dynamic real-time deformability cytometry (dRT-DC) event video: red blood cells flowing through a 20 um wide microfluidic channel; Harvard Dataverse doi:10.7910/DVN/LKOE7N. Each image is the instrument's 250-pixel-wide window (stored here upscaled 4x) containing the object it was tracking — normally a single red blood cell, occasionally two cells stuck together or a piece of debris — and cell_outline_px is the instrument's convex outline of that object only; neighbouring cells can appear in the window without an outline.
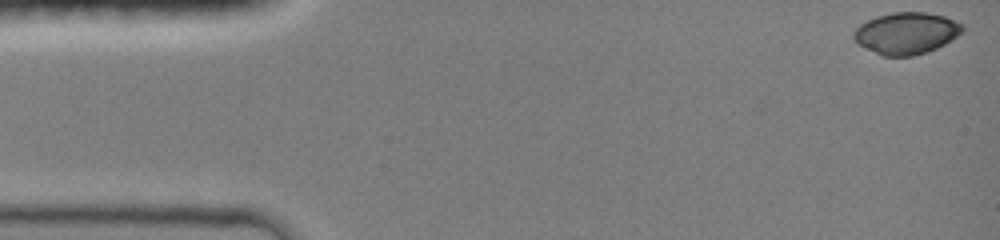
{"species": "common noctule bat (a hibernating species)", "species_latin": "Nyctalus noctula", "temperature_condition": "room temperature", "stored_images_in_passage": 8, "camera_frame_rate_fps": 3000, "um_per_image_px": 0.085, "animal": {"sex": "female", "body_mass_g": 19.0, "forearm_length_mm": 51.5}, "frame": {"image": 1, "passage_image": 1, "time_ms": 0.0, "image_size_px": [1000, 240], "cell_outline_px": [[964, 28], [956, 36], [944, 44], [936, 48], [912, 56], [884, 56], [856, 44], [852, 36], [856, 28], [860, 24], [876, 16], [892, 12], [924, 12], [944, 16], [964, 24]], "centroid_in_image_um": [77.0, 2.81], "position_along_channel_um": 8.0, "area_um2": 26.3}}
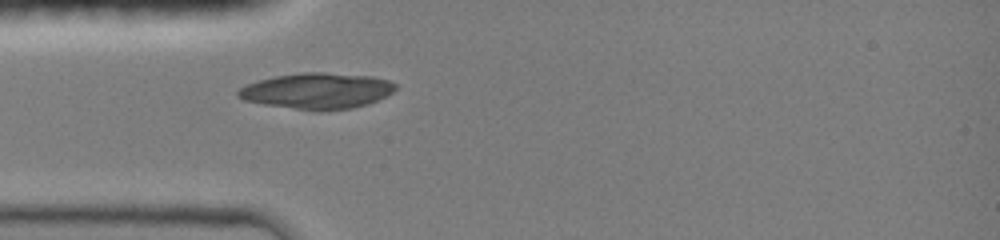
{"frame": {"image": 2, "passage_image": 8, "time_ms": 4.0, "image_size_px": [1000, 240], "cell_outline_px": [[396, 88], [392, 92], [368, 104], [352, 108], [296, 108], [264, 104], [244, 100], [236, 96], [236, 92], [240, 88], [248, 84], [260, 80], [276, 76], [300, 72], [324, 72], [372, 76], [388, 80], [396, 84]], "centroid_in_image_um": [26.95, 7.68], "position_along_channel_um": 58.1, "area_um2": 32.02}}